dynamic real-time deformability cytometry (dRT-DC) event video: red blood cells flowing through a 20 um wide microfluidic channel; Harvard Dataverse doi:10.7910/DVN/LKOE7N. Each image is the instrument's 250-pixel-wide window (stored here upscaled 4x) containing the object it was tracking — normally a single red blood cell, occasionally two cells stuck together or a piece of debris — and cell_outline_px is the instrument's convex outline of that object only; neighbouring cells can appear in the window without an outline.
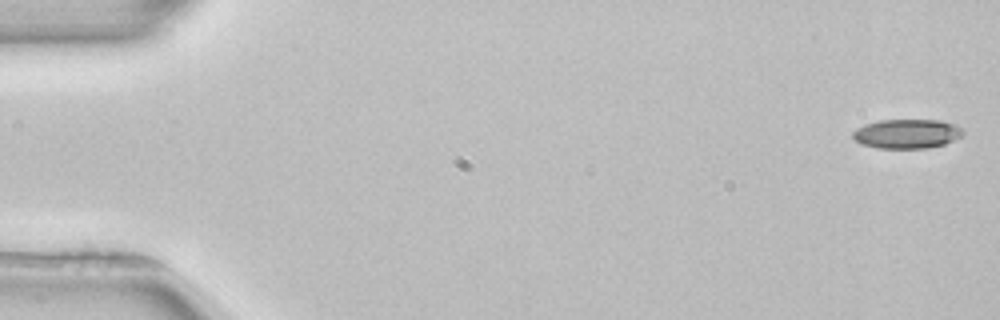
{"species": "common noctule bat (a hibernating species)", "species_latin": "Nyctalus noctula", "temperature_condition": "room temperature", "stored_images_in_passage": 50, "camera_frame_rate_fps": 3000, "um_per_image_px": 0.085, "animal": {"sex": "female", "body_mass_g": 22.7, "forearm_length_mm": 54.2}, "frame": {"image": 1, "passage_image": 1, "time_ms": 0.0, "image_size_px": [1000, 320], "cell_outline_px": [[964, 132], [960, 136], [944, 144], [928, 148], [876, 148], [860, 144], [852, 136], [852, 132], [856, 128], [864, 124], [880, 120], [940, 120], [956, 124]], "centroid_in_image_um": [77.05, 11.37], "position_along_channel_um": 8.0, "area_um2": 18.84}}
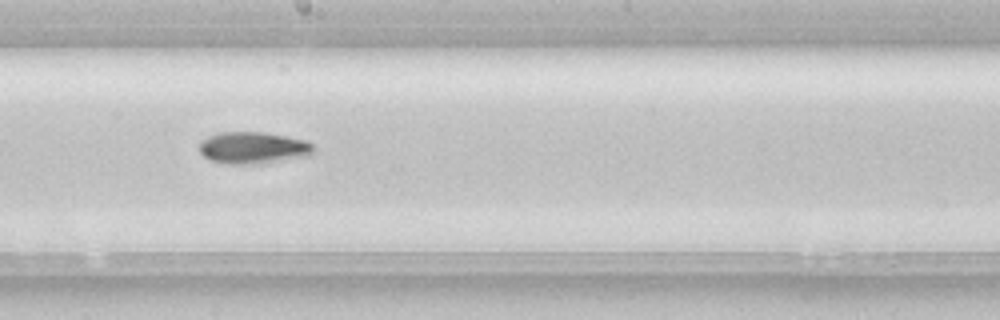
{"frame": {"image": 2, "passage_image": 29, "time_ms": 9.333, "image_size_px": [1000, 320], "cell_outline_px": [[312, 152], [308, 156], [268, 164], [228, 164], [208, 160], [200, 152], [200, 140], [208, 136], [220, 132], [264, 132], [288, 136], [304, 140], [312, 144]], "centroid_in_image_um": [21.5, 12.58], "position_along_channel_um": 226.7, "area_um2": 21.56}}
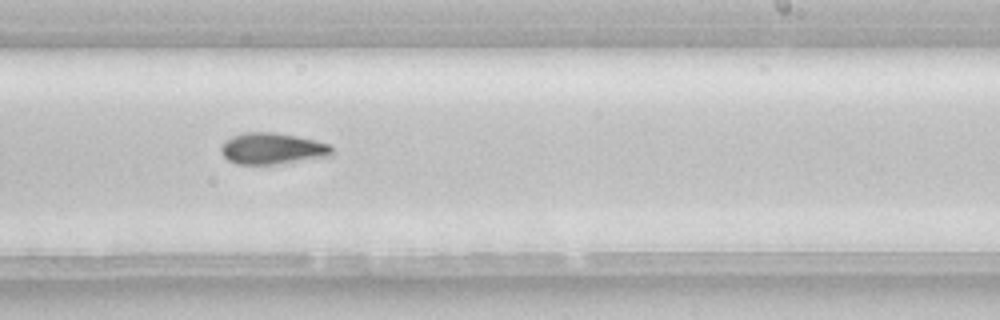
{"frame": {"image": 3, "passage_image": 32, "time_ms": 10.333, "image_size_px": [1000, 320], "cell_outline_px": [[332, 156], [276, 164], [236, 164], [228, 160], [220, 152], [220, 148], [224, 140], [232, 136], [244, 132], [272, 132], [296, 136], [328, 144], [332, 148]], "centroid_in_image_um": [23.1, 12.63], "position_along_channel_um": 265.9, "area_um2": 20.23}, "authors_computed_cell_mechanics": {"area_um2": 20.0566, "velocity_mm_per_s": 3.9479, "shape_relaxation_time_tau1_ms": 5.1665, "shape_relaxation_time_tau2_ms": null, "deformation_change_tau1": 0.1352, "deformation_change_tau2": null}}